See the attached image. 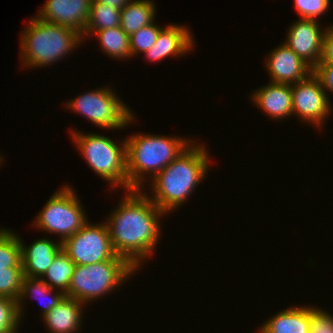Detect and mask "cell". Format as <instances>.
Returning <instances> with one entry per match:
<instances>
[{
	"label": "cell",
	"instance_id": "1",
	"mask_svg": "<svg viewBox=\"0 0 333 333\" xmlns=\"http://www.w3.org/2000/svg\"><path fill=\"white\" fill-rule=\"evenodd\" d=\"M105 222L115 253L135 270L152 256L160 240V216H165L142 189H132ZM159 238V239H158Z\"/></svg>",
	"mask_w": 333,
	"mask_h": 333
},
{
	"label": "cell",
	"instance_id": "2",
	"mask_svg": "<svg viewBox=\"0 0 333 333\" xmlns=\"http://www.w3.org/2000/svg\"><path fill=\"white\" fill-rule=\"evenodd\" d=\"M191 143L168 166L155 175L152 183V202L165 213L182 205L209 169V155L203 144Z\"/></svg>",
	"mask_w": 333,
	"mask_h": 333
},
{
	"label": "cell",
	"instance_id": "3",
	"mask_svg": "<svg viewBox=\"0 0 333 333\" xmlns=\"http://www.w3.org/2000/svg\"><path fill=\"white\" fill-rule=\"evenodd\" d=\"M124 140L127 190L142 189L145 185L144 175H151L152 179L191 145V139L187 141L180 137L144 133L132 135Z\"/></svg>",
	"mask_w": 333,
	"mask_h": 333
},
{
	"label": "cell",
	"instance_id": "4",
	"mask_svg": "<svg viewBox=\"0 0 333 333\" xmlns=\"http://www.w3.org/2000/svg\"><path fill=\"white\" fill-rule=\"evenodd\" d=\"M22 31L21 66L28 68L49 66L84 42L77 30L38 17H33Z\"/></svg>",
	"mask_w": 333,
	"mask_h": 333
},
{
	"label": "cell",
	"instance_id": "5",
	"mask_svg": "<svg viewBox=\"0 0 333 333\" xmlns=\"http://www.w3.org/2000/svg\"><path fill=\"white\" fill-rule=\"evenodd\" d=\"M134 272L136 270L125 259L76 265L65 296L86 305L119 287Z\"/></svg>",
	"mask_w": 333,
	"mask_h": 333
},
{
	"label": "cell",
	"instance_id": "6",
	"mask_svg": "<svg viewBox=\"0 0 333 333\" xmlns=\"http://www.w3.org/2000/svg\"><path fill=\"white\" fill-rule=\"evenodd\" d=\"M77 149L92 170L113 187L127 190L126 141H115L100 134L71 132Z\"/></svg>",
	"mask_w": 333,
	"mask_h": 333
},
{
	"label": "cell",
	"instance_id": "7",
	"mask_svg": "<svg viewBox=\"0 0 333 333\" xmlns=\"http://www.w3.org/2000/svg\"><path fill=\"white\" fill-rule=\"evenodd\" d=\"M71 186H63L47 201L35 219V227L45 232L59 234L61 243L79 231L88 218Z\"/></svg>",
	"mask_w": 333,
	"mask_h": 333
},
{
	"label": "cell",
	"instance_id": "8",
	"mask_svg": "<svg viewBox=\"0 0 333 333\" xmlns=\"http://www.w3.org/2000/svg\"><path fill=\"white\" fill-rule=\"evenodd\" d=\"M66 105L68 109L85 116L96 126L106 129H121L134 122L131 109L126 107L108 86L84 93Z\"/></svg>",
	"mask_w": 333,
	"mask_h": 333
},
{
	"label": "cell",
	"instance_id": "9",
	"mask_svg": "<svg viewBox=\"0 0 333 333\" xmlns=\"http://www.w3.org/2000/svg\"><path fill=\"white\" fill-rule=\"evenodd\" d=\"M62 249L76 265L124 259L115 253L104 222L94 225L88 221L79 231L62 242Z\"/></svg>",
	"mask_w": 333,
	"mask_h": 333
},
{
	"label": "cell",
	"instance_id": "10",
	"mask_svg": "<svg viewBox=\"0 0 333 333\" xmlns=\"http://www.w3.org/2000/svg\"><path fill=\"white\" fill-rule=\"evenodd\" d=\"M291 92L292 115L296 114L300 120L312 123L319 128L322 127V122L332 110L327 92L324 91L313 72L305 79L292 84Z\"/></svg>",
	"mask_w": 333,
	"mask_h": 333
},
{
	"label": "cell",
	"instance_id": "11",
	"mask_svg": "<svg viewBox=\"0 0 333 333\" xmlns=\"http://www.w3.org/2000/svg\"><path fill=\"white\" fill-rule=\"evenodd\" d=\"M317 20L299 18L287 31L284 43L312 69L320 62L326 29Z\"/></svg>",
	"mask_w": 333,
	"mask_h": 333
},
{
	"label": "cell",
	"instance_id": "12",
	"mask_svg": "<svg viewBox=\"0 0 333 333\" xmlns=\"http://www.w3.org/2000/svg\"><path fill=\"white\" fill-rule=\"evenodd\" d=\"M93 0H47L38 10V18L72 28L83 34Z\"/></svg>",
	"mask_w": 333,
	"mask_h": 333
},
{
	"label": "cell",
	"instance_id": "13",
	"mask_svg": "<svg viewBox=\"0 0 333 333\" xmlns=\"http://www.w3.org/2000/svg\"><path fill=\"white\" fill-rule=\"evenodd\" d=\"M266 70L273 83L295 84L308 77L313 69L284 42L268 55Z\"/></svg>",
	"mask_w": 333,
	"mask_h": 333
},
{
	"label": "cell",
	"instance_id": "14",
	"mask_svg": "<svg viewBox=\"0 0 333 333\" xmlns=\"http://www.w3.org/2000/svg\"><path fill=\"white\" fill-rule=\"evenodd\" d=\"M193 42V34L186 26L171 24L159 32L155 44L144 54L151 62L169 56H183L193 49Z\"/></svg>",
	"mask_w": 333,
	"mask_h": 333
},
{
	"label": "cell",
	"instance_id": "15",
	"mask_svg": "<svg viewBox=\"0 0 333 333\" xmlns=\"http://www.w3.org/2000/svg\"><path fill=\"white\" fill-rule=\"evenodd\" d=\"M21 263L23 275L32 278H41L52 264L55 256L62 250V243L52 241L49 238L35 240L30 246H25L22 239Z\"/></svg>",
	"mask_w": 333,
	"mask_h": 333
},
{
	"label": "cell",
	"instance_id": "16",
	"mask_svg": "<svg viewBox=\"0 0 333 333\" xmlns=\"http://www.w3.org/2000/svg\"><path fill=\"white\" fill-rule=\"evenodd\" d=\"M252 102L272 119L292 116L291 85L270 82L253 93Z\"/></svg>",
	"mask_w": 333,
	"mask_h": 333
},
{
	"label": "cell",
	"instance_id": "17",
	"mask_svg": "<svg viewBox=\"0 0 333 333\" xmlns=\"http://www.w3.org/2000/svg\"><path fill=\"white\" fill-rule=\"evenodd\" d=\"M80 301L64 297L62 301L42 318L51 333H74L79 331L82 322V306Z\"/></svg>",
	"mask_w": 333,
	"mask_h": 333
},
{
	"label": "cell",
	"instance_id": "18",
	"mask_svg": "<svg viewBox=\"0 0 333 333\" xmlns=\"http://www.w3.org/2000/svg\"><path fill=\"white\" fill-rule=\"evenodd\" d=\"M260 333H310V306H293L272 316Z\"/></svg>",
	"mask_w": 333,
	"mask_h": 333
},
{
	"label": "cell",
	"instance_id": "19",
	"mask_svg": "<svg viewBox=\"0 0 333 333\" xmlns=\"http://www.w3.org/2000/svg\"><path fill=\"white\" fill-rule=\"evenodd\" d=\"M155 4L152 0H132L120 10V27L131 35L139 29L154 23Z\"/></svg>",
	"mask_w": 333,
	"mask_h": 333
},
{
	"label": "cell",
	"instance_id": "20",
	"mask_svg": "<svg viewBox=\"0 0 333 333\" xmlns=\"http://www.w3.org/2000/svg\"><path fill=\"white\" fill-rule=\"evenodd\" d=\"M54 289H52L44 280H42L41 278H32V277H27V276H23L22 279V285H21V293L20 296L17 300V309H18V313L20 318H22V308L24 306H22L24 299H26V297L29 295L30 297L34 298V295L36 296V298L41 297H47V295L50 296L48 302H45V304L43 305V313L42 316H44L45 314H47L48 312H50L55 306H57L62 299L65 297V294L61 291L56 292V294L54 293V295L51 294L53 293ZM33 295V296H32ZM37 295H39L37 297ZM48 298V297H47ZM40 299V298H38Z\"/></svg>",
	"mask_w": 333,
	"mask_h": 333
},
{
	"label": "cell",
	"instance_id": "21",
	"mask_svg": "<svg viewBox=\"0 0 333 333\" xmlns=\"http://www.w3.org/2000/svg\"><path fill=\"white\" fill-rule=\"evenodd\" d=\"M75 266L76 264L62 249L55 256L52 264L45 271L41 279L44 280L52 289L58 288V290L66 294L69 289Z\"/></svg>",
	"mask_w": 333,
	"mask_h": 333
},
{
	"label": "cell",
	"instance_id": "22",
	"mask_svg": "<svg viewBox=\"0 0 333 333\" xmlns=\"http://www.w3.org/2000/svg\"><path fill=\"white\" fill-rule=\"evenodd\" d=\"M95 36L99 40L100 48L107 56L116 59L131 57L129 35L120 26L98 30Z\"/></svg>",
	"mask_w": 333,
	"mask_h": 333
},
{
	"label": "cell",
	"instance_id": "23",
	"mask_svg": "<svg viewBox=\"0 0 333 333\" xmlns=\"http://www.w3.org/2000/svg\"><path fill=\"white\" fill-rule=\"evenodd\" d=\"M121 21L120 9L111 8L103 3L92 2L90 17L82 34L83 39L85 36H91L98 30L107 28L119 27Z\"/></svg>",
	"mask_w": 333,
	"mask_h": 333
},
{
	"label": "cell",
	"instance_id": "24",
	"mask_svg": "<svg viewBox=\"0 0 333 333\" xmlns=\"http://www.w3.org/2000/svg\"><path fill=\"white\" fill-rule=\"evenodd\" d=\"M22 267L20 240L9 229H0V269Z\"/></svg>",
	"mask_w": 333,
	"mask_h": 333
},
{
	"label": "cell",
	"instance_id": "25",
	"mask_svg": "<svg viewBox=\"0 0 333 333\" xmlns=\"http://www.w3.org/2000/svg\"><path fill=\"white\" fill-rule=\"evenodd\" d=\"M162 29L156 23H152L131 34L129 36L131 57L138 55L140 52L145 53L148 51L157 41L159 32Z\"/></svg>",
	"mask_w": 333,
	"mask_h": 333
},
{
	"label": "cell",
	"instance_id": "26",
	"mask_svg": "<svg viewBox=\"0 0 333 333\" xmlns=\"http://www.w3.org/2000/svg\"><path fill=\"white\" fill-rule=\"evenodd\" d=\"M22 267L0 269V296L18 300L23 279Z\"/></svg>",
	"mask_w": 333,
	"mask_h": 333
},
{
	"label": "cell",
	"instance_id": "27",
	"mask_svg": "<svg viewBox=\"0 0 333 333\" xmlns=\"http://www.w3.org/2000/svg\"><path fill=\"white\" fill-rule=\"evenodd\" d=\"M20 319L17 301L0 296V333H17Z\"/></svg>",
	"mask_w": 333,
	"mask_h": 333
},
{
	"label": "cell",
	"instance_id": "28",
	"mask_svg": "<svg viewBox=\"0 0 333 333\" xmlns=\"http://www.w3.org/2000/svg\"><path fill=\"white\" fill-rule=\"evenodd\" d=\"M330 0H294L296 11L300 18L313 19L318 21V17L328 11Z\"/></svg>",
	"mask_w": 333,
	"mask_h": 333
},
{
	"label": "cell",
	"instance_id": "29",
	"mask_svg": "<svg viewBox=\"0 0 333 333\" xmlns=\"http://www.w3.org/2000/svg\"><path fill=\"white\" fill-rule=\"evenodd\" d=\"M310 333H333V316L310 306Z\"/></svg>",
	"mask_w": 333,
	"mask_h": 333
},
{
	"label": "cell",
	"instance_id": "30",
	"mask_svg": "<svg viewBox=\"0 0 333 333\" xmlns=\"http://www.w3.org/2000/svg\"><path fill=\"white\" fill-rule=\"evenodd\" d=\"M313 74L319 79L322 88L326 92H333V65L319 62L313 68Z\"/></svg>",
	"mask_w": 333,
	"mask_h": 333
},
{
	"label": "cell",
	"instance_id": "31",
	"mask_svg": "<svg viewBox=\"0 0 333 333\" xmlns=\"http://www.w3.org/2000/svg\"><path fill=\"white\" fill-rule=\"evenodd\" d=\"M321 63L332 64L333 65V26H329L326 29L323 50L321 56Z\"/></svg>",
	"mask_w": 333,
	"mask_h": 333
},
{
	"label": "cell",
	"instance_id": "32",
	"mask_svg": "<svg viewBox=\"0 0 333 333\" xmlns=\"http://www.w3.org/2000/svg\"><path fill=\"white\" fill-rule=\"evenodd\" d=\"M132 0H93L92 2H98L106 4L111 8L122 9L126 6V4L130 3Z\"/></svg>",
	"mask_w": 333,
	"mask_h": 333
},
{
	"label": "cell",
	"instance_id": "33",
	"mask_svg": "<svg viewBox=\"0 0 333 333\" xmlns=\"http://www.w3.org/2000/svg\"><path fill=\"white\" fill-rule=\"evenodd\" d=\"M2 156H0V165H1V162H3V159L1 158Z\"/></svg>",
	"mask_w": 333,
	"mask_h": 333
}]
</instances>
